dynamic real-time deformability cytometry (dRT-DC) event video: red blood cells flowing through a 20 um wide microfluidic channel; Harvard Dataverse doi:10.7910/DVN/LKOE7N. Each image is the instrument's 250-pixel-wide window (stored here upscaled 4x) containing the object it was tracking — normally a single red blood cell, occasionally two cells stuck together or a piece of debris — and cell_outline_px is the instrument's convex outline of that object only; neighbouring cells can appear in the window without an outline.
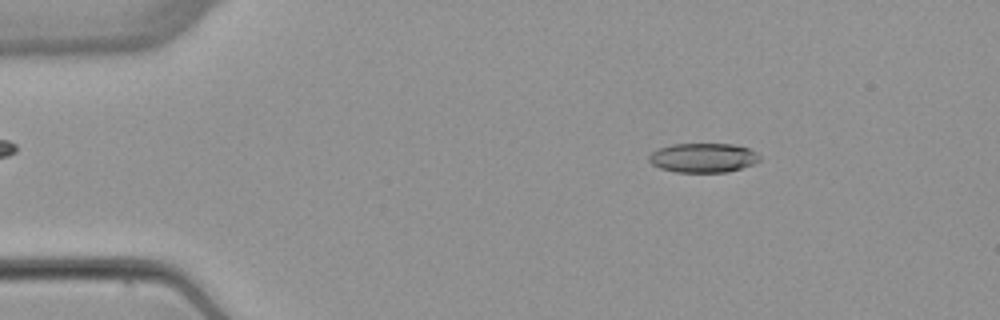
{"species": "common noctule bat (a hibernating species)", "species_latin": "Nyctalus noctula", "temperature_condition": "warm", "stored_images_in_passage": 4, "camera_frame_rate_fps": 3000, "um_per_image_px": 0.085, "animal": {"sex": "female", "body_mass_g": 22.7, "forearm_length_mm": 54.2}, "frame": {"image": 1, "passage_image": 2, "time_ms": 1.333, "image_size_px": [1000, 320], "cell_outline_px": [[760, 160], [752, 164], [728, 172], [676, 172], [660, 168], [652, 164], [648, 160], [648, 156], [652, 152], [660, 148], [672, 144], [732, 144], [748, 148], [756, 152], [760, 156]], "centroid_in_image_um": [59.76, 13.41], "position_along_channel_um": 25.2, "area_um2": 18.84}}